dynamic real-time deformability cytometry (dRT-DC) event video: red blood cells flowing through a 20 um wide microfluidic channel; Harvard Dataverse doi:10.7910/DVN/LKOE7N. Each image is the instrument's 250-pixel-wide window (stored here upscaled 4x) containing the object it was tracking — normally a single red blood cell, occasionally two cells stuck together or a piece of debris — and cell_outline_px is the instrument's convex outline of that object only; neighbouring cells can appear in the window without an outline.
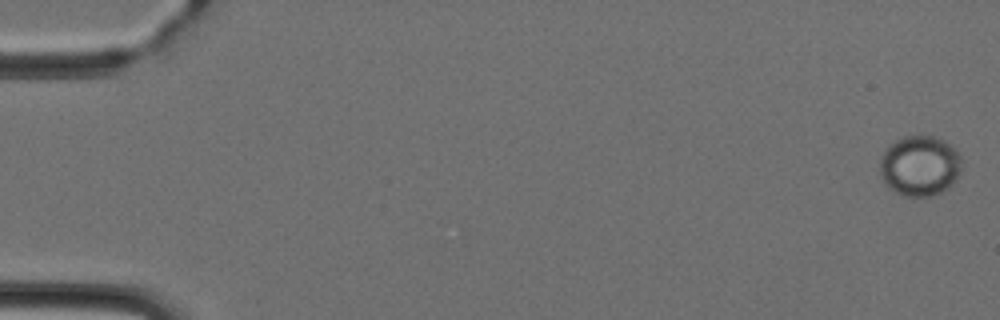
{"species": "Egyptian fruit bat (a non-hibernating species)", "species_latin": "Rousettus aegyptiacus", "temperature_condition": "cold", "stored_images_in_passage": 4, "camera_frame_rate_fps": 3000, "um_per_image_px": 0.085, "animal": {"sex": "female"}, "frame": {"image": 1, "passage_image": 1, "time_ms": 0.0, "image_size_px": [1000, 320], "cell_outline_px": [[960, 172], [956, 180], [940, 192], [932, 196], [904, 196], [888, 188], [880, 176], [880, 160], [888, 144], [904, 136], [932, 136], [944, 140], [960, 156]], "centroid_in_image_um": [78.14, 14.1], "position_along_channel_um": 6.9, "area_um2": 28.61}}